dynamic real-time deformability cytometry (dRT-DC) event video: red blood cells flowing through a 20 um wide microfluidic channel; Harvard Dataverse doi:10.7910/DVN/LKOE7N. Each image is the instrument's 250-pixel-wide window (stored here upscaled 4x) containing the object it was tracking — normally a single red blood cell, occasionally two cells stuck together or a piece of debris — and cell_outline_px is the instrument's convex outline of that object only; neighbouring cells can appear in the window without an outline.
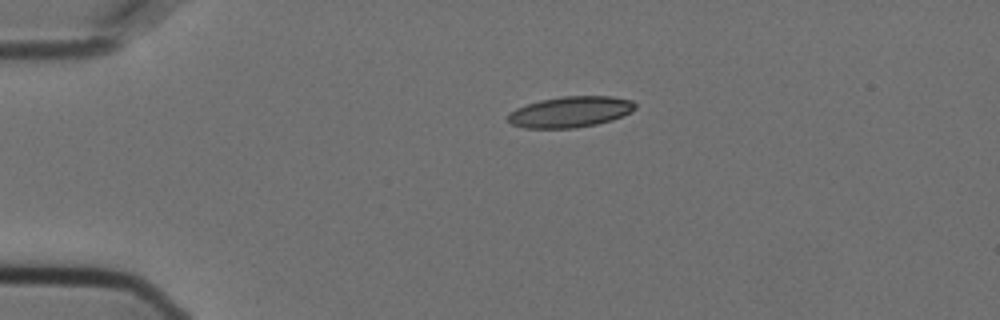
{"species": "Egyptian fruit bat (a non-hibernating species)", "species_latin": "Rousettus aegyptiacus", "temperature_condition": "cold", "stored_images_in_passage": 45, "camera_frame_rate_fps": 3000, "um_per_image_px": 0.085, "animal": {"sex": "female"}, "frame": {"image": 1, "passage_image": 1, "time_ms": 0.0, "image_size_px": [1000, 320], "cell_outline_px": [[636, 108], [632, 112], [612, 120], [596, 124], [576, 128], [524, 128], [512, 124], [508, 120], [508, 112], [516, 108], [540, 100], [560, 96], [612, 96], [632, 100], [636, 104]], "centroid_in_image_um": [48.49, 9.5], "position_along_channel_um": 36.5, "area_um2": 23.06}}
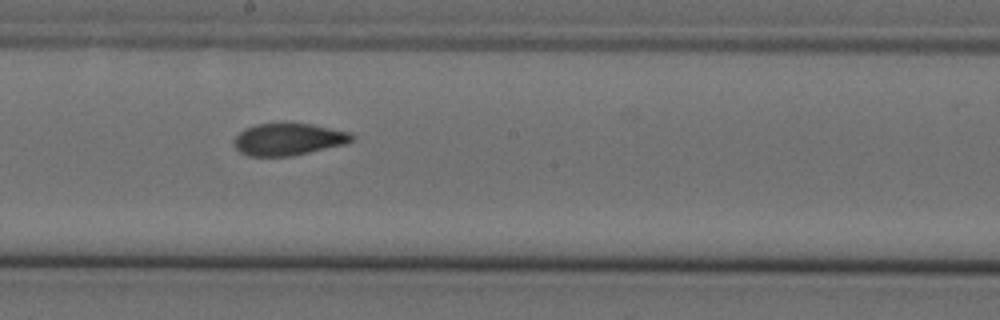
{"frame": {"image": 2, "passage_image": 20, "time_ms": 6.333, "image_size_px": [1000, 320], "cell_outline_px": [[356, 136], [348, 144], [292, 156], [248, 156], [240, 152], [232, 144], [232, 140], [244, 128], [256, 124], [284, 120], [312, 124], [352, 132]], "centroid_in_image_um": [24.52, 11.8], "position_along_channel_um": 223.7, "area_um2": 23.06}}
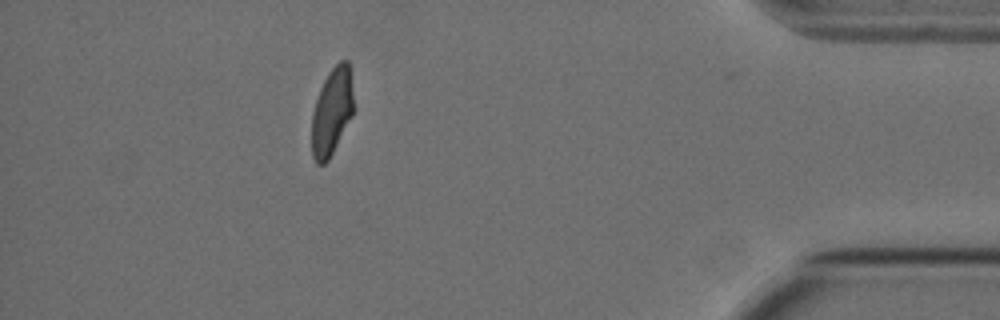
{"frame": {"image": 3, "passage_image": 39, "time_ms": 12.667, "image_size_px": [1000, 320], "cell_outline_px": [[352, 116], [328, 160], [324, 164], [316, 164], [312, 156], [312, 112], [320, 88], [328, 72], [340, 60], [348, 60], [352, 92]], "centroid_in_image_um": [28.18, 9.5], "position_along_channel_um": 407.0, "area_um2": 20.92}, "authors_computed_cell_mechanics": {"area_um2": 22.7732, "velocity_mm_per_s": 3.6135, "shape_relaxation_time_tau1_ms": null, "shape_relaxation_time_tau2_ms": 1.8252, "deformation_change_tau1": null, "deformation_change_tau2": 0.0708}}